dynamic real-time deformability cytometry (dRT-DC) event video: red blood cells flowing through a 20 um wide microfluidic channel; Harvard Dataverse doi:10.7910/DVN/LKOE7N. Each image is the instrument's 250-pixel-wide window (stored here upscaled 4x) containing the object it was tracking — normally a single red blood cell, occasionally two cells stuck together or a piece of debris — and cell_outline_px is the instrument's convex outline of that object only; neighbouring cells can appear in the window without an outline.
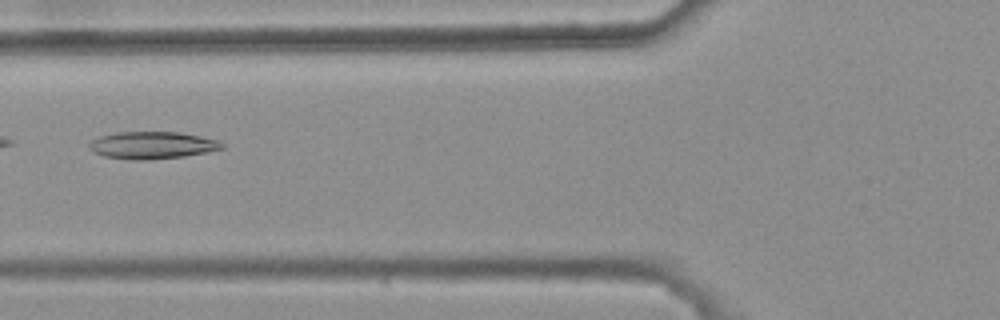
{"species": "common noctule bat (a hibernating species)", "species_latin": "Nyctalus noctula", "temperature_condition": "warm", "stored_images_in_passage": 4, "camera_frame_rate_fps": 3000, "um_per_image_px": 0.085, "animal": {"sex": "female", "body_mass_g": 25.1}, "frame": {"image": 1, "passage_image": 4, "time_ms": 1.0, "image_size_px": [1000, 320], "cell_outline_px": [[224, 148], [208, 152], [184, 156], [148, 160], [132, 160], [104, 156], [88, 148], [88, 144], [92, 140], [100, 136], [116, 132], [180, 132], [200, 136], [216, 140], [224, 144]], "centroid_in_image_um": [12.94, 12.34], "position_along_channel_um": 112.9, "area_um2": 21.04}}